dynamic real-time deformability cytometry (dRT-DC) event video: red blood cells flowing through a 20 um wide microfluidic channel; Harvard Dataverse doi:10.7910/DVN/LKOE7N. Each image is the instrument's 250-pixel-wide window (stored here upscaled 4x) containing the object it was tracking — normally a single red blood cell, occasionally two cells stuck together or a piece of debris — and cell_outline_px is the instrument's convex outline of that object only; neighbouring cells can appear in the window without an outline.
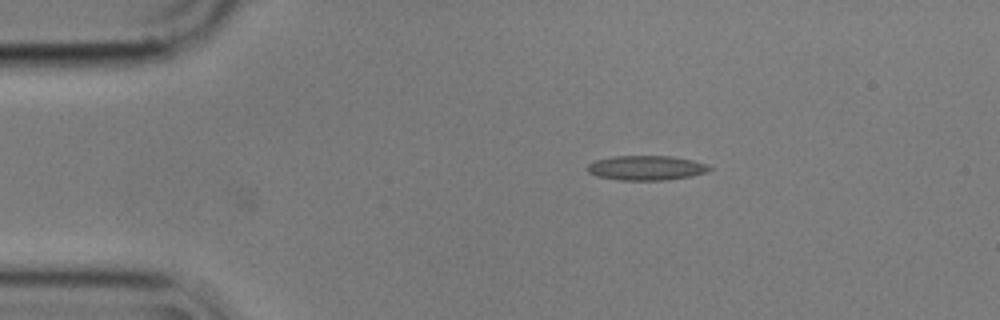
{"species": "common noctule bat (a hibernating species)", "species_latin": "Nyctalus noctula", "temperature_condition": "cold", "stored_images_in_passage": 47, "camera_frame_rate_fps": 3000, "um_per_image_px": 0.085, "animal": {"sex": "male", "body_mass_g": 17.9}, "frame": {"image": 1, "passage_image": 1, "time_ms": 0.0, "image_size_px": [1000, 320], "cell_outline_px": [[712, 168], [704, 172], [692, 176], [668, 180], [620, 180], [596, 176], [588, 172], [588, 164], [596, 160], [616, 156], [672, 156], [692, 160], [708, 164]], "centroid_in_image_um": [54.94, 14.27], "position_along_channel_um": 30.1, "area_um2": 17.46}}
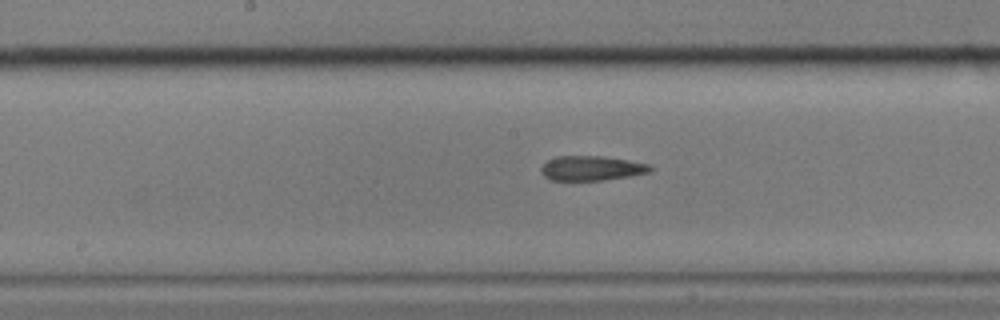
{"frame": {"image": 2, "passage_image": 19, "time_ms": 6.0, "image_size_px": [1000, 320], "cell_outline_px": [[652, 172], [632, 176], [604, 180], [552, 180], [544, 176], [540, 172], [540, 168], [548, 160], [556, 156], [604, 156], [652, 164]], "centroid_in_image_um": [50.33, 14.3], "position_along_channel_um": 197.9, "area_um2": 15.9}}
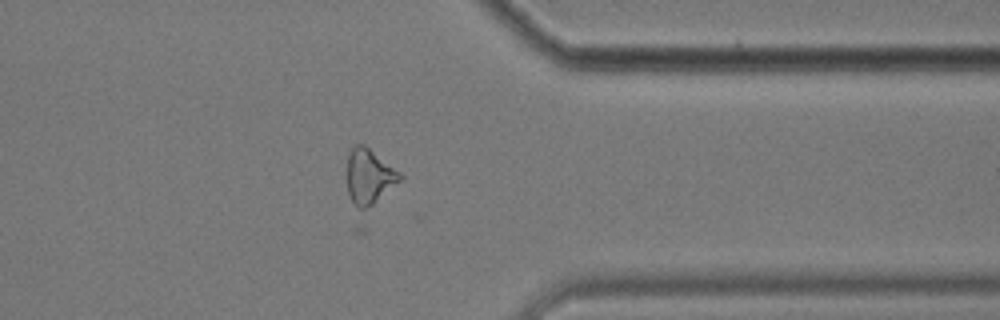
{"frame": {"image": 3, "passage_image": 35, "time_ms": 11.333, "image_size_px": [1000, 320], "cell_outline_px": [[404, 176], [400, 180], [372, 204], [364, 208], [360, 208], [352, 200], [348, 192], [344, 172], [348, 152], [356, 144], [364, 144], [400, 172]], "centroid_in_image_um": [31.31, 14.93], "position_along_channel_um": 380.1, "area_um2": 16.94}, "authors_computed_cell_mechanics": {"area_um2": 15.9528, "velocity_mm_per_s": 3.5705, "shape_relaxation_time_tau1_ms": null, "shape_relaxation_time_tau2_ms": 2.0006, "deformation_change_tau1": null, "deformation_change_tau2": 0.1054}}